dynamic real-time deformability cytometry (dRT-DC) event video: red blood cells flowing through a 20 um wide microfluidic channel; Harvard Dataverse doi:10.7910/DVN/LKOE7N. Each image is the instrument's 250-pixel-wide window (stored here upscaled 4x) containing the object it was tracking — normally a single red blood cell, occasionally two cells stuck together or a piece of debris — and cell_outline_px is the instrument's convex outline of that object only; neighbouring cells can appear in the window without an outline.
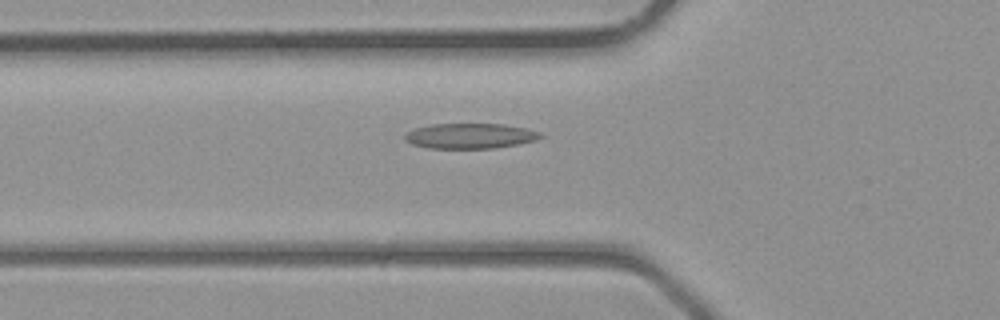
{"species": "common noctule bat (a hibernating species)", "species_latin": "Nyctalus noctula", "temperature_condition": "room temperature", "stored_images_in_passage": 24, "camera_frame_rate_fps": 3000, "um_per_image_px": 0.085, "animal": {"sex": "male", "body_mass_g": 23.1, "forearm_length_mm": 52.7}, "frame": {"image": 1, "passage_image": 3, "time_ms": 0.667, "image_size_px": [1000, 320], "cell_outline_px": [[544, 136], [536, 140], [516, 144], [492, 148], [428, 148], [412, 144], [404, 140], [404, 136], [412, 128], [432, 124], [504, 124], [524, 128], [540, 132]], "centroid_in_image_um": [39.92, 11.55], "position_along_channel_um": 85.9, "area_um2": 19.88}}
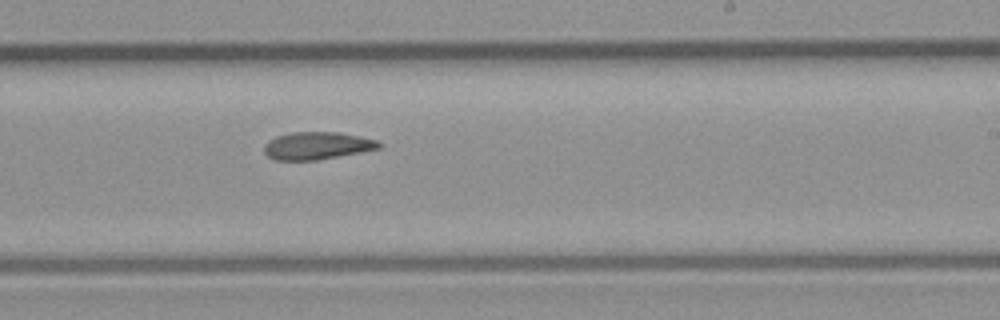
{"frame": {"image": 2, "passage_image": 13, "time_ms": 4.0, "image_size_px": [1000, 320], "cell_outline_px": [[384, 144], [380, 148], [360, 152], [316, 160], [276, 160], [268, 156], [264, 152], [264, 144], [268, 140], [276, 136], [292, 132], [340, 132], [360, 136], [376, 140]], "centroid_in_image_um": [26.94, 12.37], "position_along_channel_um": 262.1, "area_um2": 18.44}}
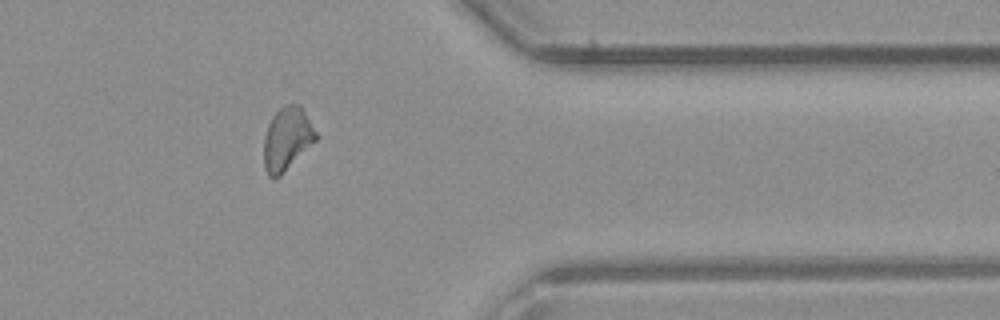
{"frame": {"image": 3, "passage_image": 21, "time_ms": 6.667, "image_size_px": [1000, 320], "cell_outline_px": [[316, 140], [280, 176], [268, 176], [264, 168], [264, 136], [268, 124], [272, 116], [284, 104], [300, 104], [316, 132]], "centroid_in_image_um": [24.37, 11.78], "position_along_channel_um": 387.0, "area_um2": 18.9}}